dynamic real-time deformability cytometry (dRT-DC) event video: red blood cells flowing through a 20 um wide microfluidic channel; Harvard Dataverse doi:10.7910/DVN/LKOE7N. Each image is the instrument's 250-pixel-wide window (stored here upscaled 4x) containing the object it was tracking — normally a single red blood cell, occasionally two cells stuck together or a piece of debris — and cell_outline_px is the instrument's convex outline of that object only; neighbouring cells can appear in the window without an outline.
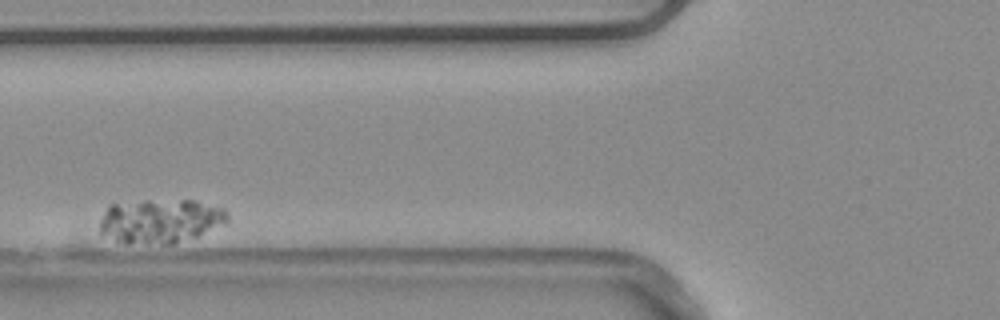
{"species": "common noctule bat (a hibernating species)", "species_latin": "Nyctalus noctula", "temperature_condition": "warm", "stored_images_in_passage": 5, "camera_frame_rate_fps": 3000, "um_per_image_px": 0.085, "animal": {"sex": "male", "body_mass_g": 20.4}, "frame": {"image": 1, "passage_image": 2, "time_ms": 0.333, "image_size_px": [1000, 320], "cell_outline_px": [[228, 224], [196, 236], [172, 244], [124, 244], [100, 232], [100, 220], [108, 204], [144, 200], [192, 200], [224, 208], [228, 212]], "centroid_in_image_um": [13.63, 18.78], "position_along_channel_um": 112.2, "area_um2": 33.29}}